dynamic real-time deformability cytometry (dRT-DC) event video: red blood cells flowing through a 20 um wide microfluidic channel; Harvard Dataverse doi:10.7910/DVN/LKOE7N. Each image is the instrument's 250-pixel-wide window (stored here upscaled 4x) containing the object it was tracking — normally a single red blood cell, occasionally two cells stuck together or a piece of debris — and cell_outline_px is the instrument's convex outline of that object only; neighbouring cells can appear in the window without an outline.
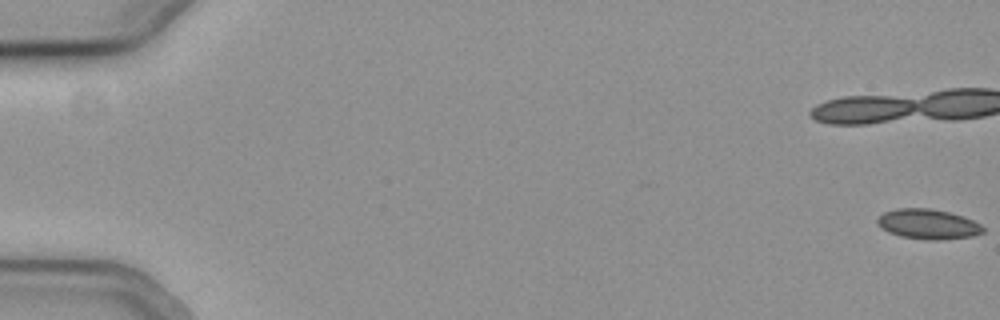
{"species": "common noctule bat (a hibernating species)", "species_latin": "Nyctalus noctula", "temperature_condition": "cold", "stored_images_in_passage": 56, "camera_frame_rate_fps": 3000, "um_per_image_px": 0.085, "animal": {"sex": "female", "body_mass_g": 19.3, "forearm_length_mm": 54.1}, "frame": {"image": 1, "passage_image": 1, "time_ms": 0.0, "image_size_px": [1000, 320], "cell_outline_px": [[984, 232], [972, 236], [936, 240], [928, 240], [900, 236], [888, 232], [880, 228], [876, 220], [884, 212], [896, 208], [932, 208], [964, 216], [980, 224], [984, 228]], "centroid_in_image_um": [78.87, 19.04], "position_along_channel_um": 6.1, "area_um2": 18.5}}